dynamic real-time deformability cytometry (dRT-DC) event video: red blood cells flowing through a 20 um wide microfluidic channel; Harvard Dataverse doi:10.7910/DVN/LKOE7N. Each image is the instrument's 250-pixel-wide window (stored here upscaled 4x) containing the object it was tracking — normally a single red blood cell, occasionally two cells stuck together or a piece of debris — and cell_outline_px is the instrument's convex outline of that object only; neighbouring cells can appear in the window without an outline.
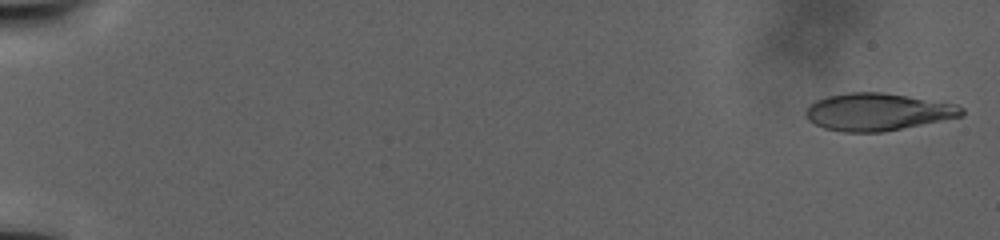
{"species": "human", "species_latin": "Homo sapiens", "temperature_condition": "warm", "stored_images_in_passage": 75, "camera_frame_rate_fps": 3000, "um_per_image_px": 0.085, "donor": {"sex": "male"}, "frame": {"image": 1, "passage_image": 2, "time_ms": 0.667, "image_size_px": [1000, 240], "cell_outline_px": [[964, 116], [884, 132], [840, 132], [824, 128], [808, 120], [804, 116], [804, 112], [816, 100], [828, 96], [852, 92], [884, 92], [956, 104], [964, 108]], "centroid_in_image_um": [74.62, 9.52], "position_along_channel_um": 10.4, "area_um2": 34.04}}
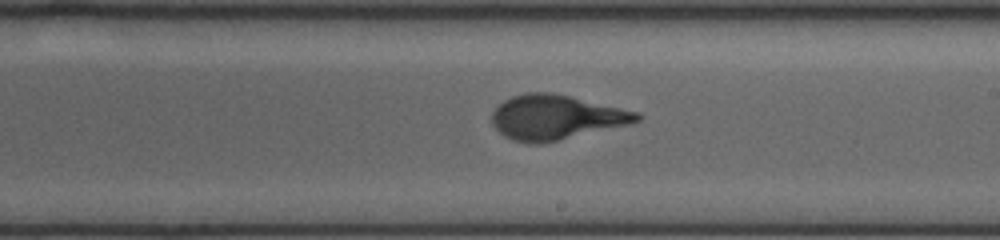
{"frame": {"image": 2, "passage_image": 45, "time_ms": 25.333, "image_size_px": [1000, 240], "cell_outline_px": [[644, 116], [640, 120], [632, 124], [544, 144], [532, 144], [512, 140], [504, 136], [492, 124], [492, 112], [504, 100], [512, 96], [528, 92], [548, 92], [568, 96], [640, 112]], "centroid_in_image_um": [47.29, 9.99], "position_along_channel_um": 241.7, "area_um2": 37.92}}
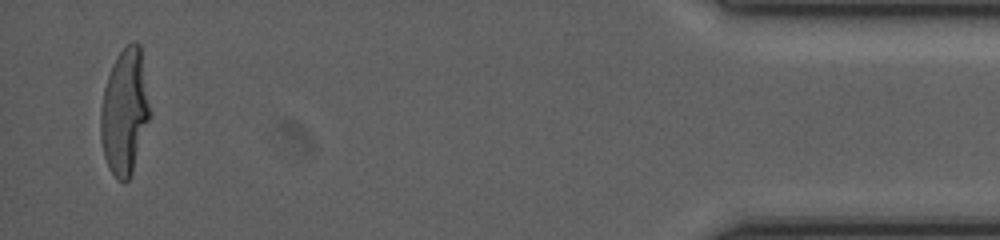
{"frame": {"image": 3, "passage_image": 73, "time_ms": 39.667, "image_size_px": [1000, 240], "cell_outline_px": [[148, 120], [132, 172], [128, 180], [124, 184], [116, 180], [104, 156], [100, 140], [100, 108], [104, 88], [112, 64], [116, 56], [132, 40], [140, 44], [148, 104]], "centroid_in_image_um": [10.54, 9.51], "position_along_channel_um": 424.7, "area_um2": 35.37}}